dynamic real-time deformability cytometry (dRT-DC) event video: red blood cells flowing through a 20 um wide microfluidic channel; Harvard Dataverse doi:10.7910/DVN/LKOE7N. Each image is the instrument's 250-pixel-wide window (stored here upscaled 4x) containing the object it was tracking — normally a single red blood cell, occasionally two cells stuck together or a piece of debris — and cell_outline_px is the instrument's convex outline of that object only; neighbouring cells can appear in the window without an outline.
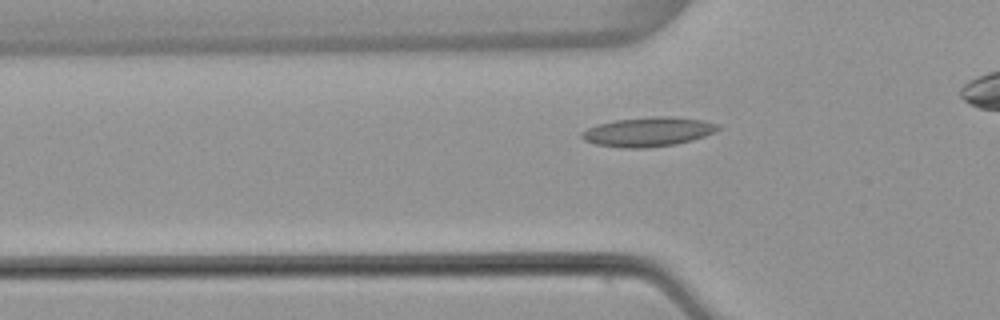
{"species": "common noctule bat (a hibernating species)", "species_latin": "Nyctalus noctula", "temperature_condition": "warm", "stored_images_in_passage": 34, "camera_frame_rate_fps": 3000, "um_per_image_px": 0.085, "animal": {"sex": "female", "body_mass_g": 22.7, "forearm_length_mm": 54.2}, "frame": {"image": 1, "passage_image": 8, "time_ms": 2.333, "image_size_px": [1000, 320], "cell_outline_px": [[720, 128], [716, 132], [692, 140], [676, 144], [648, 148], [620, 148], [596, 144], [584, 140], [580, 136], [580, 132], [596, 124], [616, 120], [652, 116], [668, 116], [704, 120], [720, 124]], "centroid_in_image_um": [55.1, 11.2], "position_along_channel_um": 70.7, "area_um2": 23.52}}
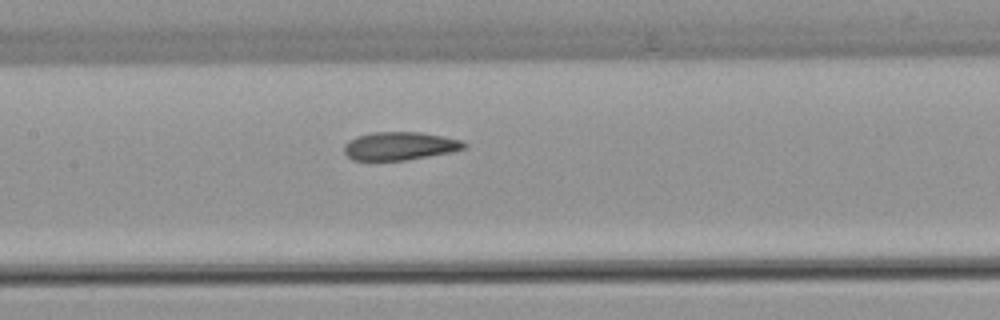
{"frame": {"image": 2, "passage_image": 16, "time_ms": 5.0, "image_size_px": [1000, 320], "cell_outline_px": [[468, 148], [452, 152], [408, 160], [352, 160], [344, 152], [344, 144], [348, 140], [356, 136], [372, 132], [420, 132], [460, 140], [468, 144]], "centroid_in_image_um": [33.98, 12.41], "position_along_channel_um": 173.4, "area_um2": 19.83}}
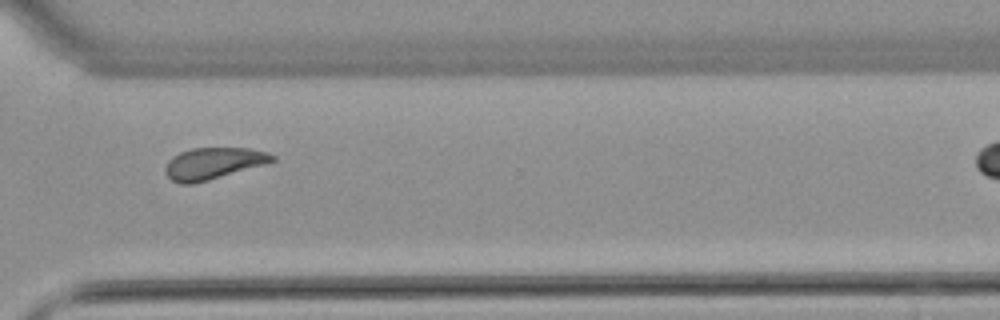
{"frame": {"image": 3, "passage_image": 30, "time_ms": 9.667, "image_size_px": [1000, 320], "cell_outline_px": [[276, 160], [268, 164], [208, 180], [192, 184], [180, 184], [172, 180], [164, 172], [164, 168], [168, 160], [172, 156], [180, 152], [192, 148], [248, 148], [268, 152], [276, 156]], "centroid_in_image_um": [18.15, 13.89], "position_along_channel_um": 352.5, "area_um2": 19.94}}